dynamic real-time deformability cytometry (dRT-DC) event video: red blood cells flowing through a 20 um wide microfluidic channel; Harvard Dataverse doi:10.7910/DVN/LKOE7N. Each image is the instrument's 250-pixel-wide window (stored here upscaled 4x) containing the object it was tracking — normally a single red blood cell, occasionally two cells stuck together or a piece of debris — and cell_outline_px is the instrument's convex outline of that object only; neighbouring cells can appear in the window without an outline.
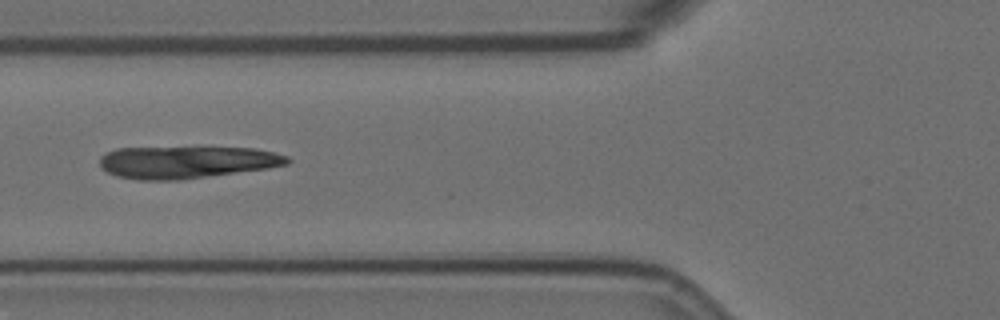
{"species": "Egyptian fruit bat (a non-hibernating species)", "species_latin": "Rousettus aegyptiacus", "temperature_condition": "room temperature", "stored_images_in_passage": 4, "camera_frame_rate_fps": 3000, "um_per_image_px": 0.085, "animal": {"sex": "female"}, "frame": {"image": 1, "passage_image": 2, "time_ms": 1.333, "image_size_px": [1000, 320], "cell_outline_px": [[292, 160], [288, 164], [268, 168], [180, 180], [136, 180], [116, 176], [100, 168], [100, 156], [104, 152], [116, 148], [252, 148], [272, 152], [288, 156]], "centroid_in_image_um": [15.82, 13.79], "position_along_channel_um": 110.0, "area_um2": 35.2}}
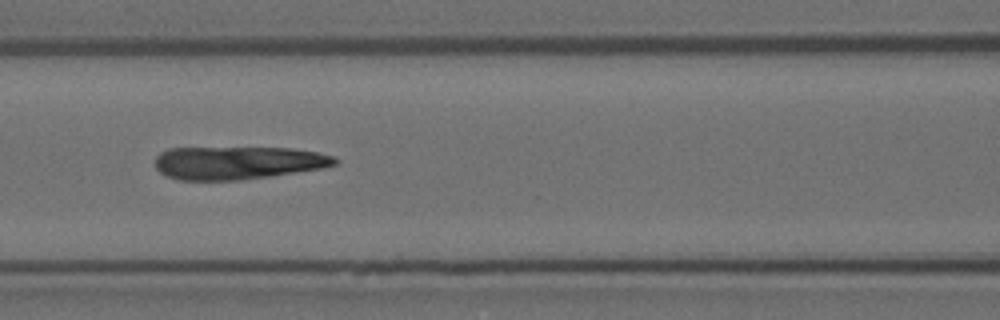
{"frame": {"image": 2, "passage_image": 3, "time_ms": 2.333, "image_size_px": [1000, 320], "cell_outline_px": [[340, 160], [336, 164], [324, 168], [272, 176], [240, 180], [180, 180], [168, 176], [160, 172], [156, 168], [156, 156], [160, 152], [168, 148], [292, 148], [316, 152], [332, 156]], "centroid_in_image_um": [20.23, 13.84], "position_along_channel_um": 146.4, "area_um2": 34.62}}
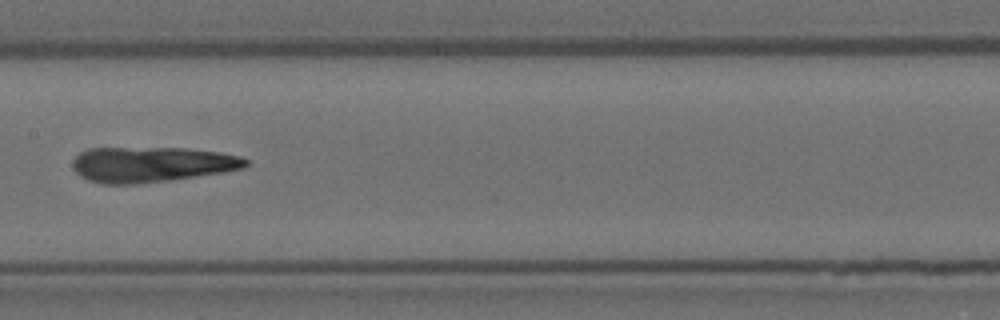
{"frame": {"image": 3, "passage_image": 4, "time_ms": 3.667, "image_size_px": [1000, 320], "cell_outline_px": [[248, 164], [244, 168], [224, 172], [168, 180], [136, 184], [100, 184], [88, 180], [80, 176], [72, 168], [72, 160], [80, 152], [88, 148], [184, 148], [220, 152], [240, 156], [248, 160]], "centroid_in_image_um": [12.85, 13.97], "position_along_channel_um": 194.6, "area_um2": 35.78}}